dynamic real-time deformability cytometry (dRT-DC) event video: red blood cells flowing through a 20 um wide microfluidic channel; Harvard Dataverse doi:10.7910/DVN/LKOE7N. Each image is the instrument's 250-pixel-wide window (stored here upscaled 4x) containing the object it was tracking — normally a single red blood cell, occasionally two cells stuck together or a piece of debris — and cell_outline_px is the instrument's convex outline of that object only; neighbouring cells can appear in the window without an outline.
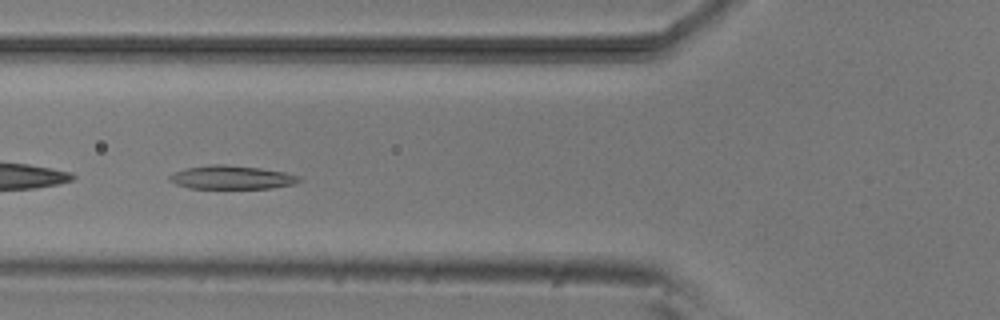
{"species": "common noctule bat (a hibernating species)", "species_latin": "Nyctalus noctula", "temperature_condition": "room temperature", "stored_images_in_passage": 7, "camera_frame_rate_fps": 3000, "um_per_image_px": 0.085, "animal": {"sex": "male", "body_mass_g": 20.5, "forearm_length_mm": 52.5}, "frame": {"image": 1, "passage_image": 5, "time_ms": 5.333, "image_size_px": [1000, 320], "cell_outline_px": [[304, 180], [296, 184], [272, 188], [188, 188], [176, 184], [168, 180], [168, 176], [184, 168], [212, 164], [224, 164], [260, 168], [284, 172], [300, 176]], "centroid_in_image_um": [19.72, 15.08], "position_along_channel_um": 106.1, "area_um2": 17.92}}
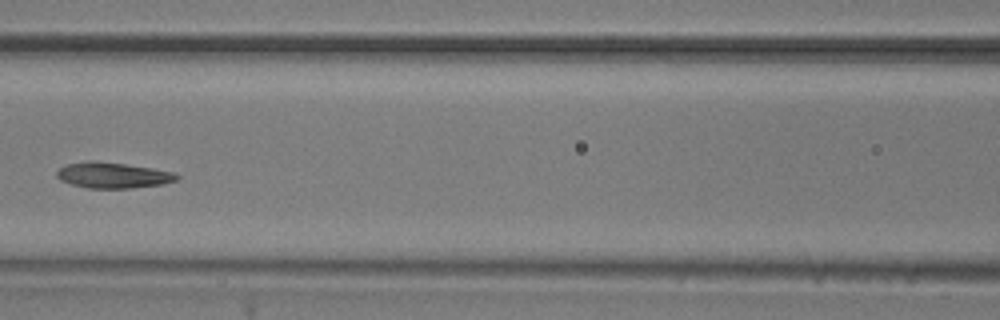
{"frame": {"image": 2, "passage_image": 6, "time_ms": 6.667, "image_size_px": [1000, 320], "cell_outline_px": [[180, 176], [176, 180], [164, 184], [128, 188], [88, 188], [72, 184], [60, 180], [56, 176], [56, 172], [60, 168], [68, 164], [88, 160], [96, 160], [152, 168], [172, 172]], "centroid_in_image_um": [9.57, 14.89], "position_along_channel_um": 157.0, "area_um2": 17.92}}
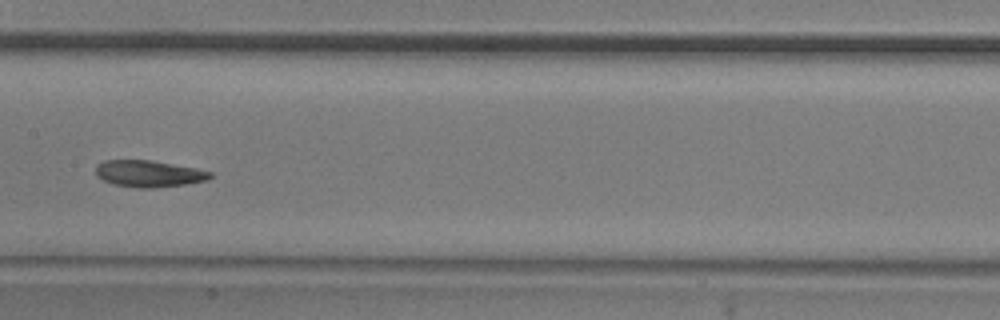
{"frame": {"image": 3, "passage_image": 7, "time_ms": 7.667, "image_size_px": [1000, 320], "cell_outline_px": [[212, 176], [208, 180], [184, 184], [152, 188], [136, 188], [116, 184], [104, 180], [96, 176], [96, 164], [104, 160], [152, 160], [196, 168], [212, 172]], "centroid_in_image_um": [12.64, 14.75], "position_along_channel_um": 194.8, "area_um2": 17.74}}